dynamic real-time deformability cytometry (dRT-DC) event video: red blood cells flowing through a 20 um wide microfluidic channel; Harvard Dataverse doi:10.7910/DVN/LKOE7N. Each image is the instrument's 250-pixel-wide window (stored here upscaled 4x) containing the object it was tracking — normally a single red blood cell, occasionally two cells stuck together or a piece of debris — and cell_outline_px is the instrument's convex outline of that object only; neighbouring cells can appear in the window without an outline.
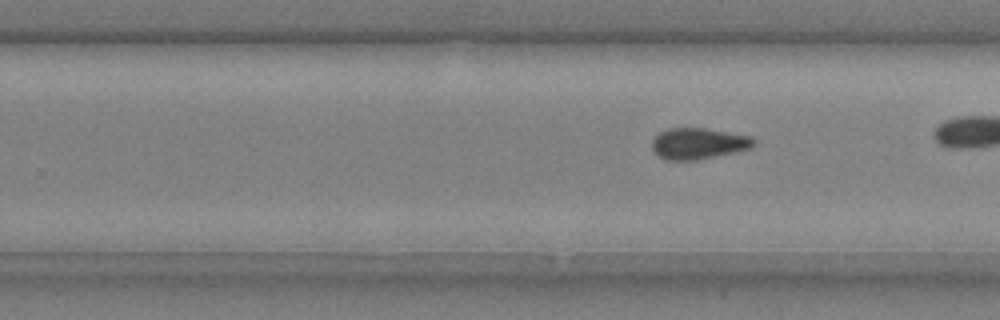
{"species": "common noctule bat (a hibernating species)", "species_latin": "Nyctalus noctula", "temperature_condition": "cold", "stored_images_in_passage": 10, "segment_of_instrument_passage": [2, 2], "camera_frame_rate_fps": 3000, "um_per_image_px": 0.085, "animal": {"sex": "male", "body_mass_g": 20.4}, "frame": {"image": 1, "passage_image": 10, "time_ms": 3.0, "image_size_px": [1000, 320], "cell_outline_px": [[756, 144], [748, 148], [716, 156], [696, 160], [664, 160], [652, 148], [652, 140], [660, 132], [668, 128], [704, 128], [752, 136], [756, 140]], "centroid_in_image_um": [59.36, 12.19], "position_along_channel_um": 270.4, "area_um2": 18.32}}